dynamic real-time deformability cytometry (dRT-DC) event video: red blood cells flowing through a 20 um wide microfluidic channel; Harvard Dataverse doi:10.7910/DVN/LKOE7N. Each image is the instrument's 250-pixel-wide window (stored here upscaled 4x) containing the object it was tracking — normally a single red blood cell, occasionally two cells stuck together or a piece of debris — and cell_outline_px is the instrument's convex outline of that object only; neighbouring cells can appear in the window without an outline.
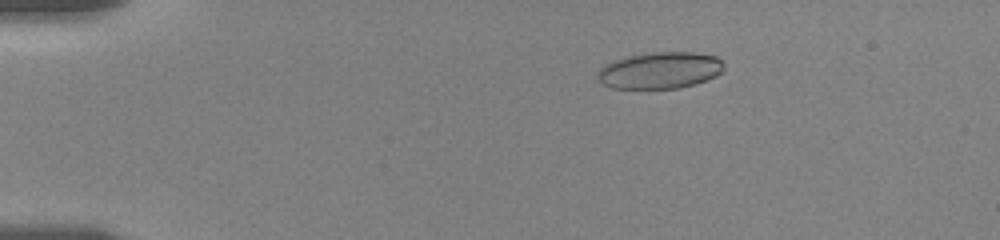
{"species": "human", "species_latin": "Homo sapiens", "temperature_condition": "room temperature", "stored_images_in_passage": 18, "camera_frame_rate_fps": 3000, "um_per_image_px": 0.085, "donor": {"sex": "female"}, "frame": {"image": 1, "passage_image": 8, "time_ms": 3.333, "image_size_px": [1000, 240], "cell_outline_px": [[724, 68], [716, 76], [696, 84], [680, 88], [612, 88], [604, 84], [596, 76], [600, 68], [604, 64], [612, 60], [628, 56], [652, 52], [696, 52], [716, 56], [724, 64]], "centroid_in_image_um": [56.1, 5.97], "position_along_channel_um": 28.9, "area_um2": 27.05}}
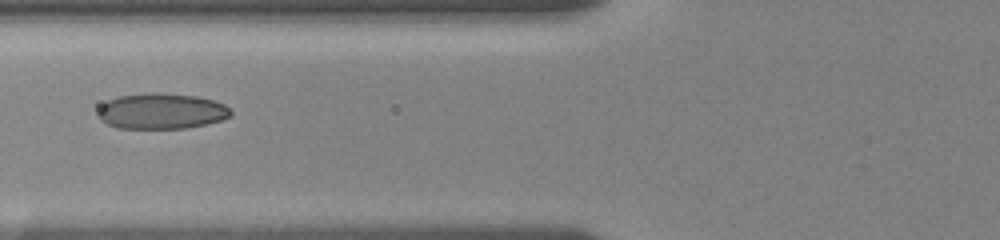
{"frame": {"image": 2, "passage_image": 14, "time_ms": 7.667, "image_size_px": [1000, 240], "cell_outline_px": [[232, 112], [228, 116], [220, 120], [188, 128], [120, 128], [108, 124], [100, 120], [96, 116], [96, 112], [100, 104], [116, 96], [152, 92], [160, 92], [196, 96], [212, 100], [224, 104]], "centroid_in_image_um": [13.64, 9.43], "position_along_channel_um": 112.2, "area_um2": 27.74}}
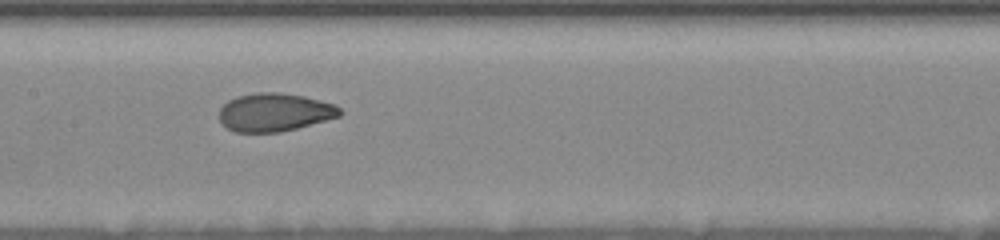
{"frame": {"image": 3, "passage_image": 17, "time_ms": 9.667, "image_size_px": [1000, 240], "cell_outline_px": [[344, 112], [340, 116], [296, 128], [280, 132], [236, 132], [228, 128], [220, 120], [220, 108], [228, 100], [236, 96], [256, 92], [280, 92], [304, 96], [336, 104]], "centroid_in_image_um": [23.36, 9.53], "position_along_channel_um": 184.0, "area_um2": 26.88}}